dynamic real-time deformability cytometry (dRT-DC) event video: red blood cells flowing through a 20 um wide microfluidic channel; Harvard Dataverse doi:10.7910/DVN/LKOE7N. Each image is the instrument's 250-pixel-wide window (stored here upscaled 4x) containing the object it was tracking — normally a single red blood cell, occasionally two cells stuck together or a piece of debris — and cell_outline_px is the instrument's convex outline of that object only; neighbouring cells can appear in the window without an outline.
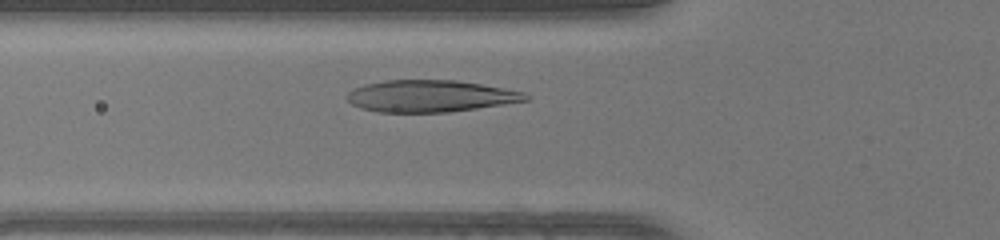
{"species": "human", "species_latin": "Homo sapiens", "temperature_condition": "warm", "stored_images_in_passage": 30, "camera_frame_rate_fps": 3000, "um_per_image_px": 0.085, "donor": {"sex": "female"}, "frame": {"image": 1, "passage_image": 8, "time_ms": 2.333, "image_size_px": [1000, 240], "cell_outline_px": [[528, 100], [476, 108], [448, 112], [380, 112], [360, 108], [352, 104], [348, 100], [348, 92], [352, 88], [364, 84], [384, 80], [456, 80], [504, 88], [524, 92], [528, 96]], "centroid_in_image_um": [36.53, 8.16], "position_along_channel_um": 89.3, "area_um2": 32.95}}
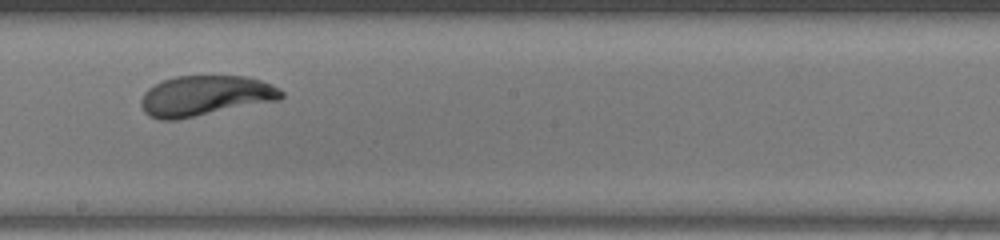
{"frame": {"image": 2, "passage_image": 18, "time_ms": 5.667, "image_size_px": [1000, 240], "cell_outline_px": [[284, 96], [280, 100], [176, 120], [160, 120], [148, 116], [144, 112], [140, 104], [140, 100], [144, 92], [148, 88], [164, 80], [176, 76], [248, 76], [272, 84], [280, 88], [284, 92]], "centroid_in_image_um": [17.45, 8.14], "position_along_channel_um": 230.7, "area_um2": 33.18}}
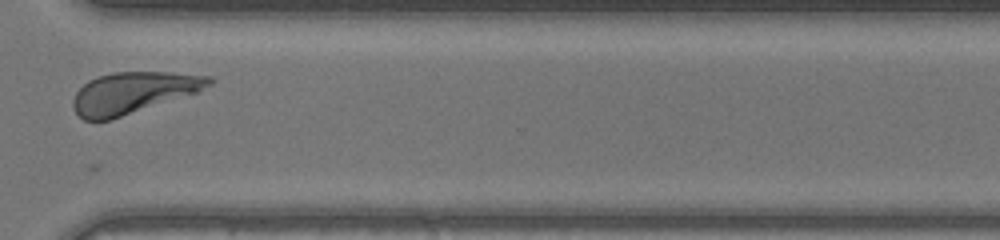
{"frame": {"image": 3, "passage_image": 27, "time_ms": 8.667, "image_size_px": [1000, 240], "cell_outline_px": [[216, 80], [212, 84], [200, 92], [112, 120], [84, 120], [72, 108], [72, 100], [76, 92], [88, 80], [96, 76], [116, 72], [172, 72], [212, 76]], "centroid_in_image_um": [11.37, 7.88], "position_along_channel_um": 359.2, "area_um2": 33.35}, "authors_computed_cell_mechanics": {"area_um2": 33.1483, "velocity_mm_per_s": 4.2591, "shape_relaxation_time_tau1_ms": 2.7395, "shape_relaxation_time_tau2_ms": null, "deformation_change_tau1": 0.171, "deformation_change_tau2": null}}